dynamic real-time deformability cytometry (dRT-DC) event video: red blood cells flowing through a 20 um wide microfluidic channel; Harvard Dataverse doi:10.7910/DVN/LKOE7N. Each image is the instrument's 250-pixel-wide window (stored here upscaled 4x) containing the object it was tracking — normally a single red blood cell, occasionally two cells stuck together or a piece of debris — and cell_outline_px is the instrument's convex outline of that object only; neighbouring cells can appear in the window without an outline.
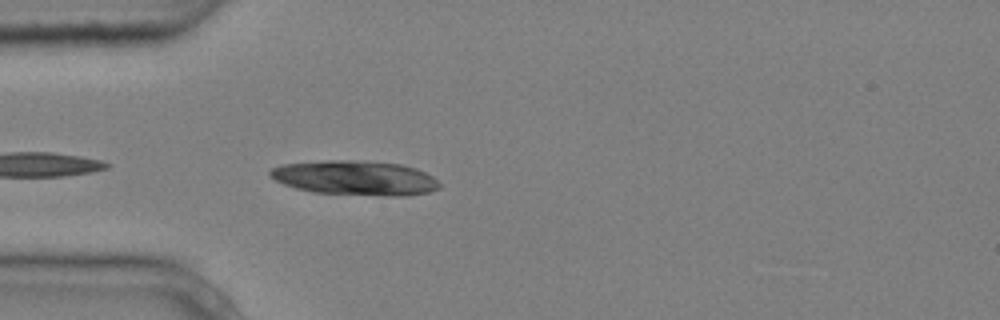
{"species": "common noctule bat (a hibernating species)", "species_latin": "Nyctalus noctula", "temperature_condition": "cold", "stored_images_in_passage": 4, "camera_frame_rate_fps": 3000, "um_per_image_px": 0.085, "animal": {"sex": "male", "body_mass_g": 20.4}, "frame": {"image": 1, "passage_image": 4, "time_ms": 1.0, "image_size_px": [1000, 320], "cell_outline_px": [[440, 188], [428, 192], [408, 196], [388, 196], [312, 192], [296, 188], [284, 184], [268, 176], [268, 172], [272, 168], [284, 164], [328, 160], [364, 160], [400, 164], [416, 168], [432, 176], [440, 184]], "centroid_in_image_um": [30.2, 15.12], "position_along_channel_um": 54.8, "area_um2": 34.22}}